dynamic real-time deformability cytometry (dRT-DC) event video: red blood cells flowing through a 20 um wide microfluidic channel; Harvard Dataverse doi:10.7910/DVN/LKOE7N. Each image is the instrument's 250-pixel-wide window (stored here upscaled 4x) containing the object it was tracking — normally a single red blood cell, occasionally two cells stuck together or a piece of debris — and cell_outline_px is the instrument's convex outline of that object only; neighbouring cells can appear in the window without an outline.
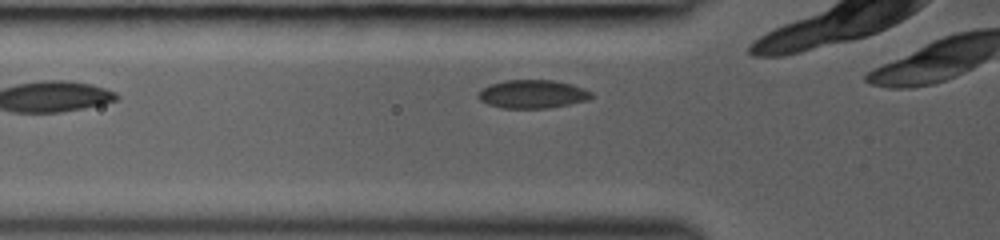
{"species": "common noctule bat (a hibernating species)", "species_latin": "Nyctalus noctula", "temperature_condition": "room temperature", "stored_images_in_passage": 15, "camera_frame_rate_fps": 3000, "um_per_image_px": 0.085, "animal": {"sex": "female", "body_mass_g": 19.0, "forearm_length_mm": 53.3}, "frame": {"image": 1, "passage_image": 3, "time_ms": 0.667, "image_size_px": [1000, 240], "cell_outline_px": [[592, 96], [588, 100], [548, 108], [500, 108], [488, 104], [480, 100], [476, 96], [476, 92], [492, 84], [504, 80], [552, 80], [572, 84], [592, 92]], "centroid_in_image_um": [45.23, 8.0], "position_along_channel_um": 80.6, "area_um2": 18.67}}
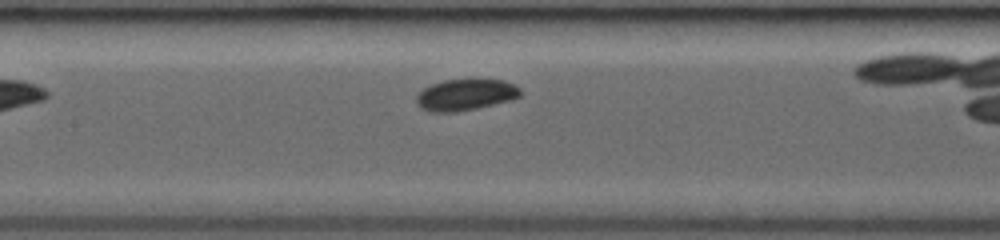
{"frame": {"image": 2, "passage_image": 9, "time_ms": 2.667, "image_size_px": [1000, 240], "cell_outline_px": [[524, 92], [520, 96], [512, 100], [476, 108], [456, 112], [432, 112], [420, 108], [416, 104], [416, 96], [424, 88], [432, 84], [444, 80], [472, 76], [504, 80], [520, 88]], "centroid_in_image_um": [39.6, 8.01], "position_along_channel_um": 167.8, "area_um2": 19.83}}